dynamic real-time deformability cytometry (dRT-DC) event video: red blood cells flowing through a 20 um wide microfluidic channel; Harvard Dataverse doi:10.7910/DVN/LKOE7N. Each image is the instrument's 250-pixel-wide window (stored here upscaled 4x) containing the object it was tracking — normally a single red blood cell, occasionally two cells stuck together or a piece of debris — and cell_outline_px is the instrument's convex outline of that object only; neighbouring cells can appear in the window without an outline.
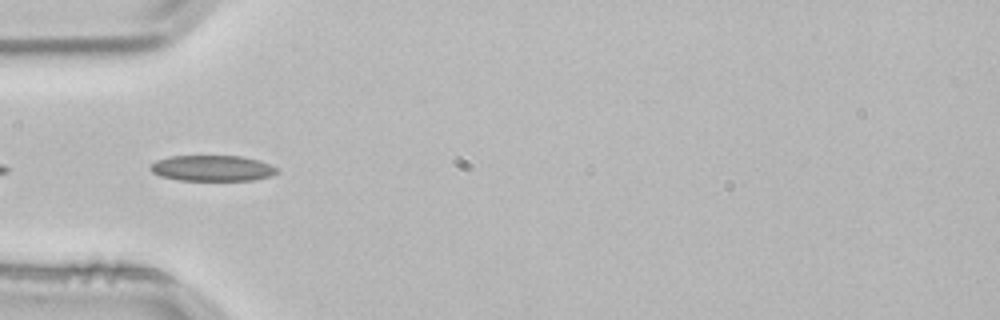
{"species": "common noctule bat (a hibernating species)", "species_latin": "Nyctalus noctula", "temperature_condition": "room temperature", "stored_images_in_passage": 3, "camera_frame_rate_fps": 3000, "um_per_image_px": 0.085, "animal": {"sex": "male", "body_mass_g": 21.5, "forearm_length_mm": 52.0}, "frame": {"image": 1, "passage_image": 3, "time_ms": 0.667, "image_size_px": [1000, 320], "cell_outline_px": [[276, 172], [268, 176], [252, 180], [180, 180], [160, 176], [152, 172], [148, 168], [156, 160], [168, 156], [240, 156], [260, 160], [276, 168]], "centroid_in_image_um": [17.98, 14.29], "position_along_channel_um": 67.0, "area_um2": 18.84}}